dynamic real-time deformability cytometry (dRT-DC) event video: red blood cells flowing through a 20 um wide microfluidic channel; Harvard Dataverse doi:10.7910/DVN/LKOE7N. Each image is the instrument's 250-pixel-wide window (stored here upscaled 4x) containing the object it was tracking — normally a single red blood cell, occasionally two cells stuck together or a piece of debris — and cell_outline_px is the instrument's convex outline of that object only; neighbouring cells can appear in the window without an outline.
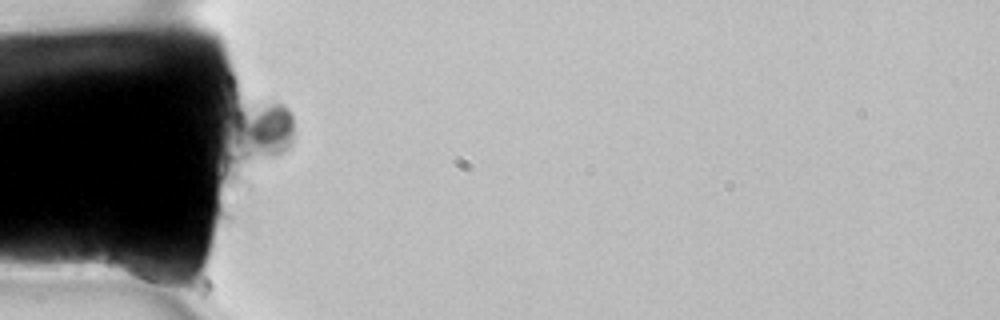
{"species": "common noctule bat (a hibernating species)", "species_latin": "Nyctalus noctula", "temperature_condition": "room temperature", "stored_images_in_passage": 3, "camera_frame_rate_fps": 3000, "um_per_image_px": 0.085, "animal": {"sex": "female", "body_mass_g": 22.7, "forearm_length_mm": 54.2}, "frame": {"image": 1, "passage_image": 1, "time_ms": 0.0, "image_size_px": [1000, 320], "cell_outline_px": [[176, 280], [144, 280], [128, 276], [112, 264], [112, 248], [132, 236]], "centroid_in_image_um": [11.73, 22.26], "position_along_channel_um": 73.3, "area_um2": 11.1}}